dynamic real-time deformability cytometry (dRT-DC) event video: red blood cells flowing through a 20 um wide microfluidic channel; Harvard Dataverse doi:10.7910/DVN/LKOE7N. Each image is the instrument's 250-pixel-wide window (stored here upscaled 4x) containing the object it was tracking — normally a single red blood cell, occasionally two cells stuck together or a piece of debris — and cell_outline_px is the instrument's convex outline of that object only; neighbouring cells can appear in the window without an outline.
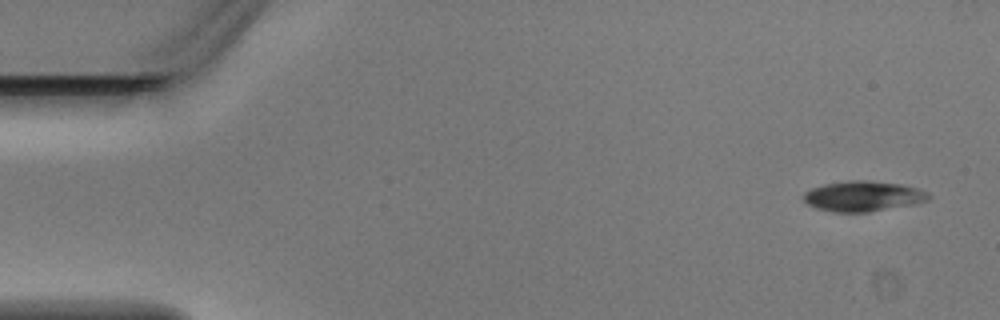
{"species": "Egyptian fruit bat (a non-hibernating species)", "species_latin": "Rousettus aegyptiacus", "temperature_condition": "warm", "stored_images_in_passage": 4, "camera_frame_rate_fps": 3000, "um_per_image_px": 0.085, "animal": {"sex": "male"}, "frame": {"image": 1, "passage_image": 1, "time_ms": 0.0, "image_size_px": [1000, 320], "cell_outline_px": [[932, 196], [928, 200], [916, 204], [868, 212], [832, 212], [816, 208], [808, 204], [804, 200], [804, 192], [812, 188], [824, 184], [848, 180], [872, 180], [904, 184], [920, 188], [928, 192]], "centroid_in_image_um": [73.42, 16.66], "position_along_channel_um": 11.6, "area_um2": 22.48}}
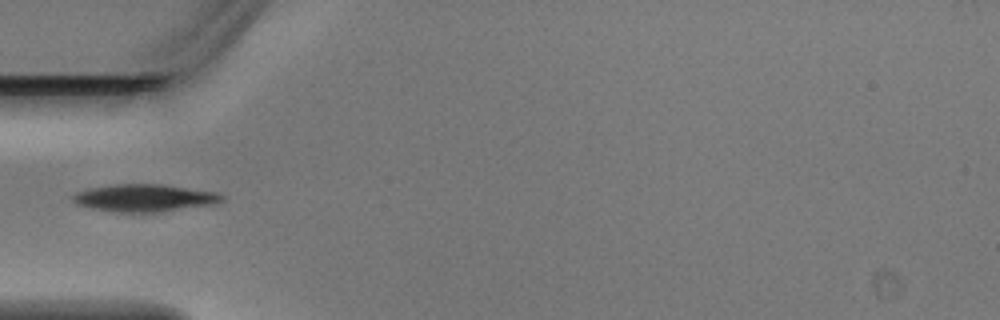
{"frame": {"image": 2, "passage_image": 4, "time_ms": 1.0, "image_size_px": [1000, 320], "cell_outline_px": [[224, 200], [216, 204], [160, 212], [116, 212], [76, 204], [72, 200], [72, 196], [76, 192], [88, 188], [112, 184], [160, 184], [216, 192], [224, 196]], "centroid_in_image_um": [12.29, 16.82], "position_along_channel_um": 72.7, "area_um2": 23.76}}